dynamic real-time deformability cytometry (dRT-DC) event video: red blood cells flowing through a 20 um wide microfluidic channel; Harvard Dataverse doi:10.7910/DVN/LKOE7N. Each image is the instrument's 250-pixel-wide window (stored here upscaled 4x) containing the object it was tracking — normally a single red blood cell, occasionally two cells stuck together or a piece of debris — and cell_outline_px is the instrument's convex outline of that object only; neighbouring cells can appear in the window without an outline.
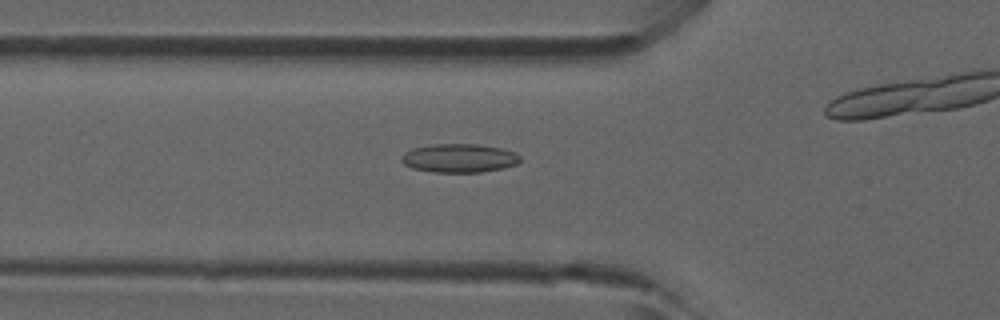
{"species": "common noctule bat (a hibernating species)", "species_latin": "Nyctalus noctula", "temperature_condition": "room temperature", "stored_images_in_passage": 37, "camera_frame_rate_fps": 3000, "um_per_image_px": 0.085, "animal": {"sex": "male", "forearm_length_mm": 52.5}, "frame": {"image": 1, "passage_image": 16, "time_ms": 5.0, "image_size_px": [1000, 320], "cell_outline_px": [[520, 160], [516, 164], [504, 168], [480, 172], [432, 172], [412, 168], [404, 164], [400, 160], [400, 156], [404, 152], [412, 148], [432, 144], [476, 144], [500, 148], [512, 152], [520, 156]], "centroid_in_image_um": [38.97, 13.44], "position_along_channel_um": 86.8, "area_um2": 19.83}}
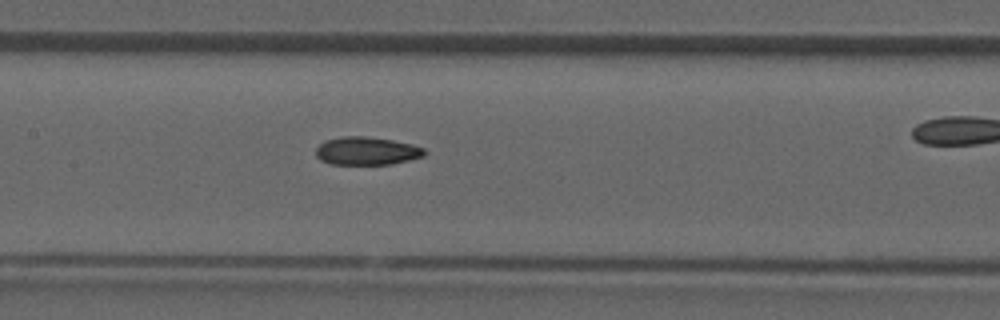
{"frame": {"image": 2, "passage_image": 22, "time_ms": 7.0, "image_size_px": [1000, 320], "cell_outline_px": [[424, 156], [392, 164], [332, 164], [320, 160], [316, 156], [316, 148], [324, 140], [340, 136], [368, 136], [392, 140], [412, 144], [424, 148]], "centroid_in_image_um": [31.14, 12.82], "position_along_channel_um": 176.3, "area_um2": 17.8}}